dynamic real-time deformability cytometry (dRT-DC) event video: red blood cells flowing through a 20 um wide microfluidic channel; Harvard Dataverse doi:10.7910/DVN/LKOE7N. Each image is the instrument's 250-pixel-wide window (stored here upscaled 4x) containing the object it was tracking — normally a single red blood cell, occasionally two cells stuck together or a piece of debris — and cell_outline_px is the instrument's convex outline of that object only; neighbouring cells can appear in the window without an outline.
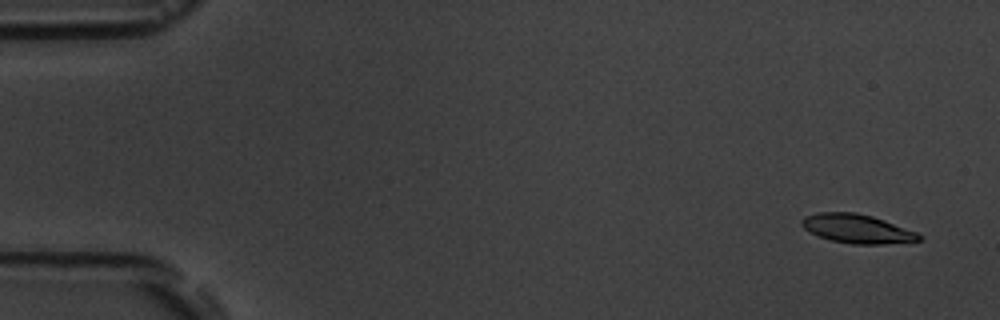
{"species": "common noctule bat (a hibernating species)", "species_latin": "Nyctalus noctula", "temperature_condition": "room temperature", "stored_images_in_passage": 5, "camera_frame_rate_fps": 3000, "um_per_image_px": 0.085, "animal": {"sex": "male", "body_mass_g": 19.5, "forearm_length_mm": 54.6}, "frame": {"image": 1, "passage_image": 1, "time_ms": 0.0, "image_size_px": [1000, 320], "cell_outline_px": [[920, 240], [884, 244], [852, 244], [832, 240], [820, 236], [804, 228], [800, 224], [800, 220], [804, 216], [816, 212], [856, 212], [872, 216], [884, 220], [916, 232], [920, 236]], "centroid_in_image_um": [72.8, 19.42], "position_along_channel_um": 12.2, "area_um2": 19.54}}
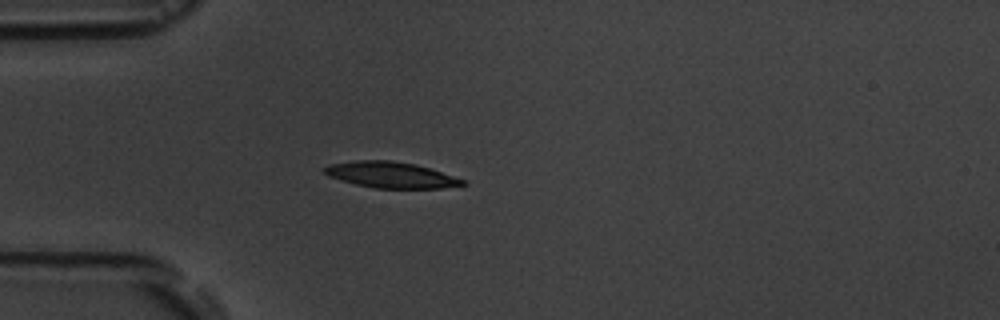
{"frame": {"image": 2, "passage_image": 5, "time_ms": 4.333, "image_size_px": [1000, 320], "cell_outline_px": [[468, 184], [440, 188], [376, 188], [356, 184], [328, 176], [324, 172], [324, 168], [328, 164], [356, 160], [392, 160], [416, 164], [464, 180]], "centroid_in_image_um": [33.19, 14.85], "position_along_channel_um": 51.8, "area_um2": 20.69}}